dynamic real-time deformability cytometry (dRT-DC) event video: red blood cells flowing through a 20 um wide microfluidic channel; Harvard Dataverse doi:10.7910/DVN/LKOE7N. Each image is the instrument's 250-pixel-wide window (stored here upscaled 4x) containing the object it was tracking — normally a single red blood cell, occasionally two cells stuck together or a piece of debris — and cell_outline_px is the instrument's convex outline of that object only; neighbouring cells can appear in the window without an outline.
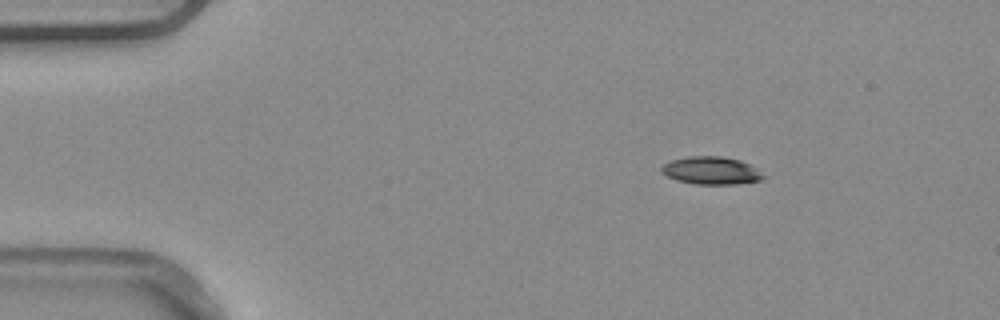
{"species": "common noctule bat (a hibernating species)", "species_latin": "Nyctalus noctula", "temperature_condition": "warm", "stored_images_in_passage": 3, "camera_frame_rate_fps": 3000, "um_per_image_px": 0.085, "animal": {"sex": "male", "body_mass_g": 20.4}, "frame": {"image": 1, "passage_image": 1, "time_ms": 0.0, "image_size_px": [1000, 320], "cell_outline_px": [[764, 176], [760, 180], [736, 184], [696, 184], [676, 180], [660, 172], [660, 168], [664, 164], [672, 160], [688, 156], [720, 156], [740, 160], [748, 164]], "centroid_in_image_um": [60.39, 14.49], "position_along_channel_um": 24.6, "area_um2": 16.18}}